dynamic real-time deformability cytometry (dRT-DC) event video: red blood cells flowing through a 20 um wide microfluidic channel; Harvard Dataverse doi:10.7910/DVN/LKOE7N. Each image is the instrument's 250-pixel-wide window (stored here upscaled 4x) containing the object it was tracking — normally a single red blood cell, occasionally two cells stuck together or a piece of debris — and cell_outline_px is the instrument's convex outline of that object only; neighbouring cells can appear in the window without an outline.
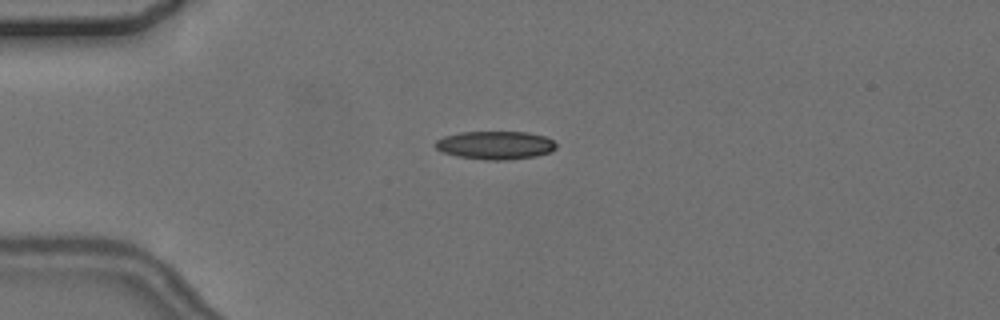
{"species": "common noctule bat (a hibernating species)", "species_latin": "Nyctalus noctula", "temperature_condition": "cold", "stored_images_in_passage": 3, "camera_frame_rate_fps": 3000, "um_per_image_px": 0.085, "animal": {"sex": "female", "body_mass_g": 24.6, "forearm_length_mm": 56.2}, "frame": {"image": 1, "passage_image": 2, "time_ms": 1.333, "image_size_px": [1000, 320], "cell_outline_px": [[556, 148], [552, 152], [536, 156], [508, 160], [488, 160], [456, 156], [444, 152], [436, 148], [432, 144], [436, 140], [444, 136], [460, 132], [528, 132], [544, 136], [552, 140], [556, 144]], "centroid_in_image_um": [42.1, 12.34], "position_along_channel_um": 42.9, "area_um2": 20.0}}